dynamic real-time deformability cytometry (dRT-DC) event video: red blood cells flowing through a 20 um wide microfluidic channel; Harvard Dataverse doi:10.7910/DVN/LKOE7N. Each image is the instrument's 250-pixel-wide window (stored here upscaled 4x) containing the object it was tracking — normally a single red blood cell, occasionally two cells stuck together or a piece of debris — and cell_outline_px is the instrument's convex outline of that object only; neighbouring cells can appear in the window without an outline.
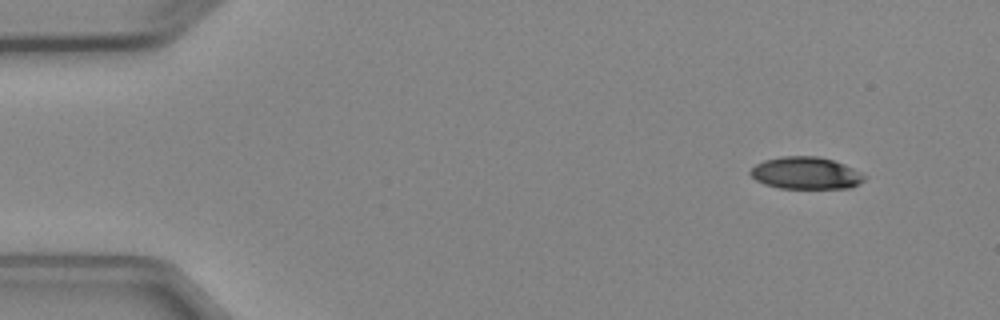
{"species": "Egyptian fruit bat (a non-hibernating species)", "species_latin": "Rousettus aegyptiacus", "temperature_condition": "cold", "stored_images_in_passage": 5, "camera_frame_rate_fps": 3000, "um_per_image_px": 0.085, "animal": {"sex": "female"}, "frame": {"image": 1, "passage_image": 1, "time_ms": 0.0, "image_size_px": [1000, 320], "cell_outline_px": [[868, 176], [864, 180], [848, 188], [780, 188], [764, 184], [756, 180], [748, 172], [756, 164], [764, 160], [780, 156], [820, 156], [844, 164]], "centroid_in_image_um": [68.48, 14.7], "position_along_channel_um": 16.5, "area_um2": 21.33}}
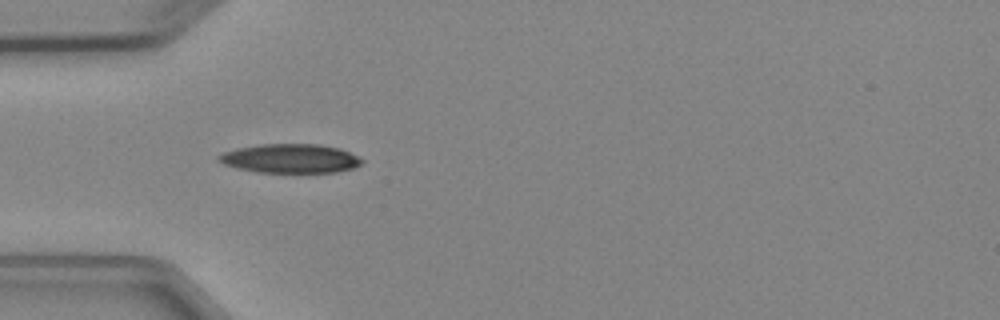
{"frame": {"image": 2, "passage_image": 4, "time_ms": 3.667, "image_size_px": [1000, 320], "cell_outline_px": [[364, 160], [360, 164], [352, 168], [336, 172], [256, 172], [236, 168], [224, 164], [216, 160], [216, 156], [224, 152], [236, 148], [260, 144], [320, 144], [340, 148]], "centroid_in_image_um": [24.62, 13.46], "position_along_channel_um": 60.4, "area_um2": 24.22}}